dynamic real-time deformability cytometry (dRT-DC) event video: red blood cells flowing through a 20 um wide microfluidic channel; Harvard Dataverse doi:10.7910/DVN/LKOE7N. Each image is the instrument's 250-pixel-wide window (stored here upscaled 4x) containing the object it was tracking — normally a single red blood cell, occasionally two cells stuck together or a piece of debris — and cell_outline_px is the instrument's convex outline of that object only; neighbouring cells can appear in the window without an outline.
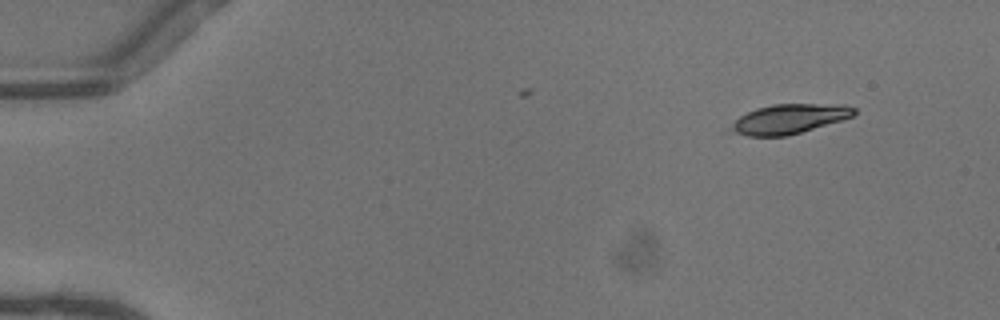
{"species": "common noctule bat (a hibernating species)", "species_latin": "Nyctalus noctula", "temperature_condition": "warm", "stored_images_in_passage": 6, "camera_frame_rate_fps": 3000, "um_per_image_px": 0.085, "animal": {"sex": "female"}, "frame": {"image": 1, "passage_image": 1, "time_ms": 0.0, "image_size_px": [1000, 320], "cell_outline_px": [[856, 112], [852, 116], [840, 120], [800, 132], [784, 136], [748, 136], [736, 132], [732, 128], [732, 124], [740, 116], [756, 108], [772, 104], [844, 104], [856, 108]], "centroid_in_image_um": [67.12, 10.08], "position_along_channel_um": 17.9, "area_um2": 20.75}}